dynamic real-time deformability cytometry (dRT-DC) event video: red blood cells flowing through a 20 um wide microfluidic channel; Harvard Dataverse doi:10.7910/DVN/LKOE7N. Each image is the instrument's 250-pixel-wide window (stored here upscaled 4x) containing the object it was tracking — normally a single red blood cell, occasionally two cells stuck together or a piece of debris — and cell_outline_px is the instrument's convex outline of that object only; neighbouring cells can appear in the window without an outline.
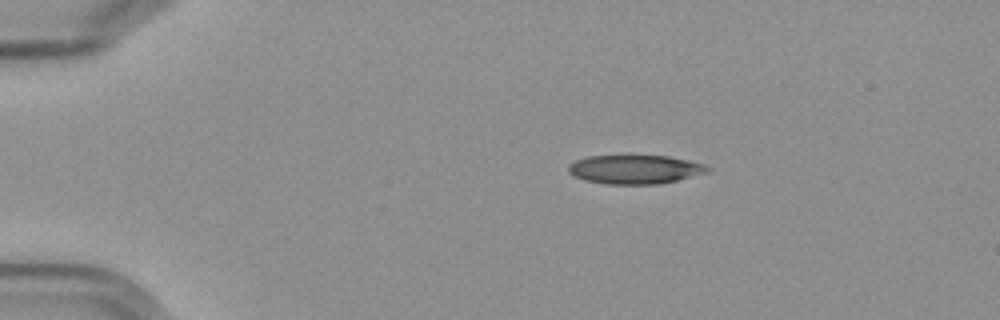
{"species": "Egyptian fruit bat (a non-hibernating species)", "species_latin": "Rousettus aegyptiacus", "temperature_condition": "cold", "stored_images_in_passage": 3, "camera_frame_rate_fps": 3000, "um_per_image_px": 0.085, "frame": {"image": 1, "passage_image": 1, "time_ms": 0.0, "image_size_px": [1000, 320], "cell_outline_px": [[712, 168], [708, 172], [660, 184], [604, 184], [584, 180], [572, 176], [568, 172], [568, 164], [576, 160], [588, 156], [668, 156], [688, 160], [704, 164]], "centroid_in_image_um": [53.94, 14.4], "position_along_channel_um": 31.1, "area_um2": 23.47}}